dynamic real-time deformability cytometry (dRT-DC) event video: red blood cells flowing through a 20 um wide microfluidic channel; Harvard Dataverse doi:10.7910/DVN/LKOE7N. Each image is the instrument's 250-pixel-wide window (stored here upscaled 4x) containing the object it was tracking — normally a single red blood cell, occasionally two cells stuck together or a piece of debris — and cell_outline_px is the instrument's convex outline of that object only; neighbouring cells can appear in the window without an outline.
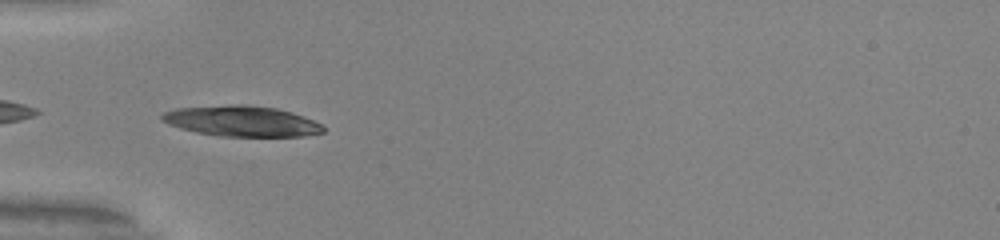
{"species": "common noctule bat (a hibernating species)", "species_latin": "Nyctalus noctula", "temperature_condition": "warm", "stored_images_in_passage": 30, "camera_frame_rate_fps": 3000, "um_per_image_px": 0.085, "animal": {"sex": "male", "body_mass_g": 20.0, "forearm_length_mm": 53.3}, "frame": {"image": 1, "passage_image": 4, "time_ms": 1.0, "image_size_px": [1000, 240], "cell_outline_px": [[324, 132], [304, 136], [216, 136], [196, 132], [180, 128], [168, 124], [160, 120], [160, 116], [164, 112], [176, 108], [232, 104], [248, 104], [276, 108], [292, 112], [304, 116], [320, 124], [324, 128]], "centroid_in_image_um": [20.51, 10.29], "position_along_channel_um": 64.5, "area_um2": 28.9}}
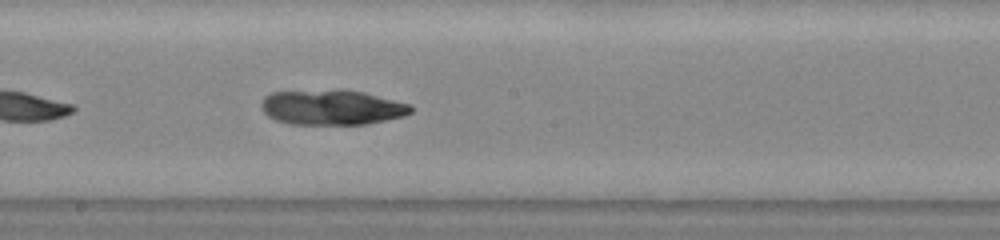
{"frame": {"image": 2, "passage_image": 16, "time_ms": 5.0, "image_size_px": [1000, 240], "cell_outline_px": [[412, 112], [404, 116], [368, 124], [288, 124], [276, 120], [268, 116], [260, 108], [260, 104], [264, 96], [272, 92], [336, 88], [340, 88], [364, 92], [408, 104], [412, 108]], "centroid_in_image_um": [28.16, 9.11], "position_along_channel_um": 220.0, "area_um2": 31.04}}
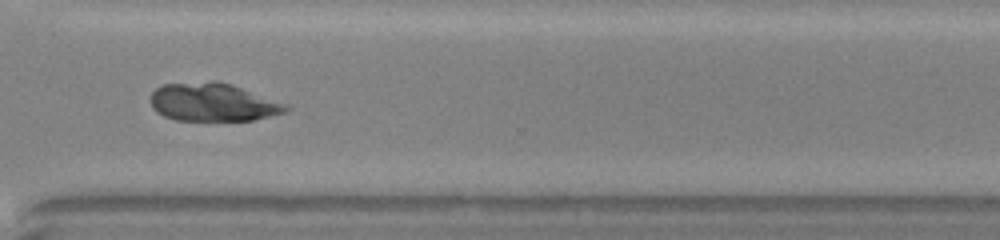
{"frame": {"image": 3, "passage_image": 26, "time_ms": 8.333, "image_size_px": [1000, 240], "cell_outline_px": [[292, 108], [284, 112], [252, 120], [176, 120], [164, 116], [156, 112], [152, 108], [152, 92], [156, 88], [164, 84], [212, 80], [216, 80], [232, 84], [288, 104]], "centroid_in_image_um": [18.11, 8.67], "position_along_channel_um": 352.5, "area_um2": 30.17}}